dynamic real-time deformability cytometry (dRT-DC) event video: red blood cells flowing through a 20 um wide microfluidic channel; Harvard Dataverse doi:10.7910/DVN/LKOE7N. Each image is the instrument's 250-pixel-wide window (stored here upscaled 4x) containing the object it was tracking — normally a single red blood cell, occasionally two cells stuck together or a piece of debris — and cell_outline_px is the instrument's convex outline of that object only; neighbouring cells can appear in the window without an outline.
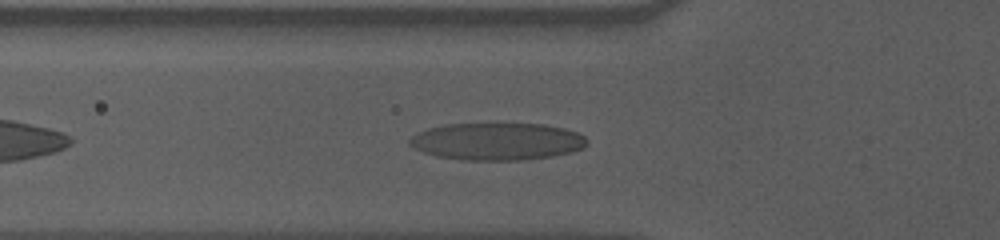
{"species": "human", "species_latin": "Homo sapiens", "temperature_condition": "cold", "stored_images_in_passage": 35, "camera_frame_rate_fps": 3000, "um_per_image_px": 0.085, "donor": {"sex": "male"}, "frame": {"image": 1, "passage_image": 7, "time_ms": 2.0, "image_size_px": [1000, 240], "cell_outline_px": [[588, 144], [584, 148], [572, 152], [552, 156], [528, 160], [460, 160], [436, 156], [424, 152], [408, 144], [408, 140], [416, 132], [428, 128], [444, 124], [540, 124], [564, 128], [576, 132], [584, 136], [588, 140]], "centroid_in_image_um": [42.25, 12.03], "position_along_channel_um": 83.5, "area_um2": 38.78}}
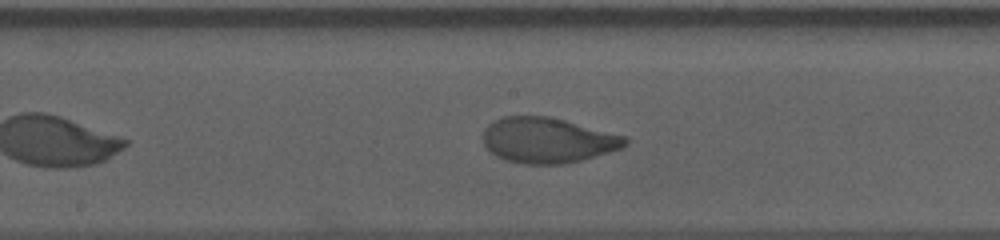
{"frame": {"image": 2, "passage_image": 17, "time_ms": 5.333, "image_size_px": [1000, 240], "cell_outline_px": [[628, 144], [620, 148], [608, 152], [580, 160], [564, 164], [524, 164], [504, 160], [496, 156], [484, 144], [484, 128], [488, 124], [504, 116], [548, 116], [628, 136]], "centroid_in_image_um": [46.56, 11.92], "position_along_channel_um": 201.6, "area_um2": 37.45}}
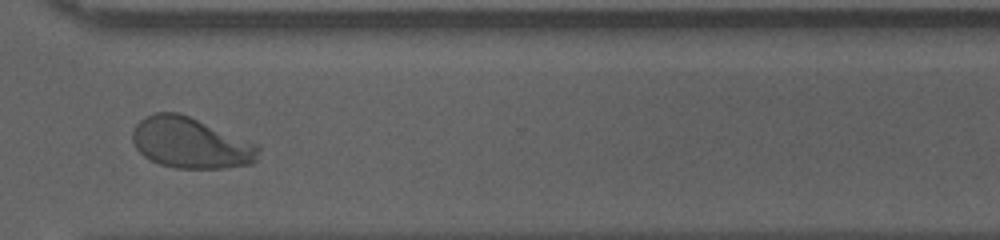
{"frame": {"image": 3, "passage_image": 30, "time_ms": 9.667, "image_size_px": [1000, 240], "cell_outline_px": [[260, 148], [256, 160], [252, 164], [224, 168], [176, 168], [160, 164], [144, 156], [136, 148], [132, 140], [132, 132], [136, 124], [140, 120], [156, 112], [176, 112], [188, 116], [260, 144]], "centroid_in_image_um": [16.23, 12.16], "position_along_channel_um": 354.4, "area_um2": 37.28}, "authors_computed_cell_mechanics": {"area_um2": 37.57, "velocity_mm_per_s": 3.5247, "shape_relaxation_time_tau1_ms": 4.3717, "shape_relaxation_time_tau2_ms": null, "deformation_change_tau1": 0.2127, "deformation_change_tau2": null}}